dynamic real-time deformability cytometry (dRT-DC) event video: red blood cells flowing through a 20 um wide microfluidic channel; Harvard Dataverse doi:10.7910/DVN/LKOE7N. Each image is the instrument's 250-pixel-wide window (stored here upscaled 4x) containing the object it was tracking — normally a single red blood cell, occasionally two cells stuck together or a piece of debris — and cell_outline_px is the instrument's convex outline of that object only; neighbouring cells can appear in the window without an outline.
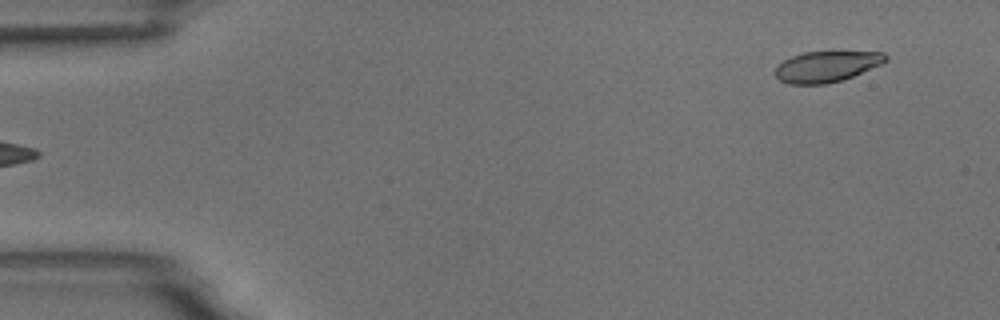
{"species": "common noctule bat (a hibernating species)", "species_latin": "Nyctalus noctula", "temperature_condition": "room temperature", "stored_images_in_passage": 6, "camera_frame_rate_fps": 3000, "um_per_image_px": 0.085, "animal": {"sex": "male", "body_mass_g": 18.8}, "frame": {"image": 1, "passage_image": 1, "time_ms": 0.0, "image_size_px": [1000, 320], "cell_outline_px": [[888, 60], [880, 64], [852, 76], [840, 80], [824, 84], [788, 84], [780, 80], [772, 72], [776, 64], [792, 56], [804, 52], [884, 52], [888, 56]], "centroid_in_image_um": [70.19, 5.65], "position_along_channel_um": 14.8, "area_um2": 19.77}}
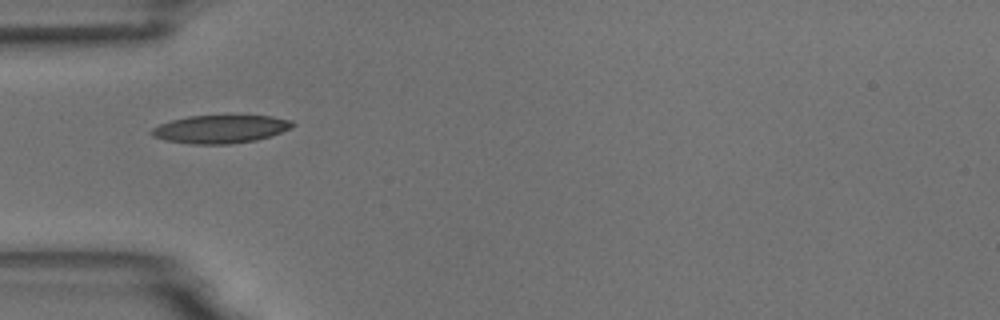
{"frame": {"image": 2, "passage_image": 4, "time_ms": 4.333, "image_size_px": [1000, 320], "cell_outline_px": [[296, 124], [292, 128], [256, 140], [228, 144], [192, 144], [164, 140], [152, 136], [148, 132], [152, 128], [160, 124], [172, 120], [188, 116], [272, 116], [292, 120]], "centroid_in_image_um": [18.72, 10.97], "position_along_channel_um": 66.3, "area_um2": 23.0}}